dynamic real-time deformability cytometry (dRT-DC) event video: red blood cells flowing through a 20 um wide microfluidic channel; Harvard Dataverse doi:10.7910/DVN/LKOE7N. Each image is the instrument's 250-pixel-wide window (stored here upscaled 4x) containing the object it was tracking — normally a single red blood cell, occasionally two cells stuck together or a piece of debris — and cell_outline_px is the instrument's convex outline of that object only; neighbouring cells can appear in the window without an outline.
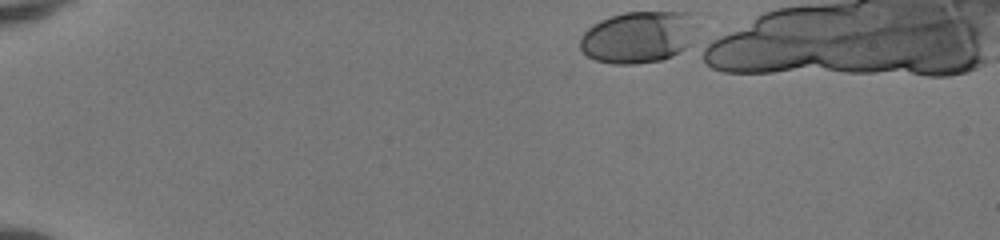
{"species": "human", "species_latin": "Homo sapiens", "temperature_condition": "room temperature", "stored_images_in_passage": 39, "camera_frame_rate_fps": 3000, "um_per_image_px": 0.085, "donor": {"sex": "female"}, "frame": {"image": 1, "passage_image": 1, "time_ms": 0.0, "image_size_px": [1000, 240], "cell_outline_px": [[688, 44], [684, 48], [672, 56], [660, 60], [636, 64], [612, 64], [596, 60], [588, 56], [580, 48], [580, 36], [592, 24], [600, 20], [624, 12], [688, 12]], "centroid_in_image_um": [54.08, 3.17], "position_along_channel_um": 30.9, "area_um2": 34.04}}
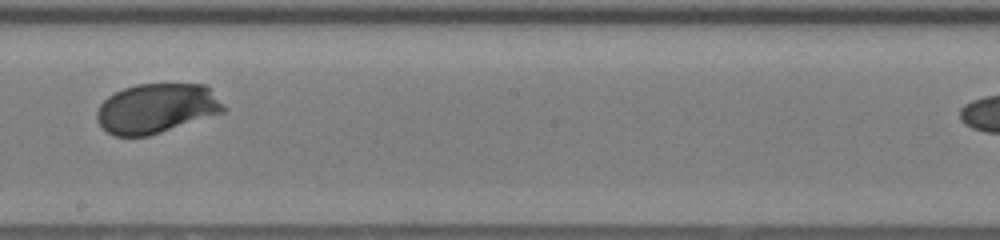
{"frame": {"image": 2, "passage_image": 23, "time_ms": 7.333, "image_size_px": [1000, 240], "cell_outline_px": [[228, 108], [224, 112], [148, 136], [116, 136], [108, 132], [96, 120], [96, 112], [100, 104], [108, 96], [124, 88], [136, 84], [208, 84]], "centroid_in_image_um": [13.34, 9.19], "position_along_channel_um": 234.9, "area_um2": 36.82}}
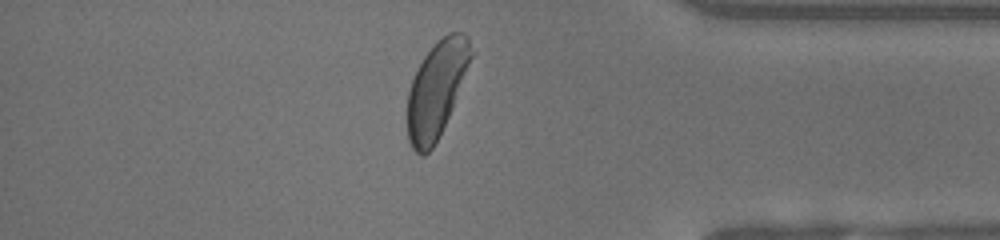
{"frame": {"image": 3, "passage_image": 36, "time_ms": 11.667, "image_size_px": [1000, 240], "cell_outline_px": [[472, 56], [452, 108], [432, 148], [424, 156], [420, 156], [412, 148], [408, 140], [408, 92], [412, 80], [424, 56], [448, 32], [460, 32], [468, 36], [472, 52]], "centroid_in_image_um": [37.09, 7.61], "position_along_channel_um": 398.1, "area_um2": 34.56}, "authors_computed_cell_mechanics": {"area_um2": 35.7204, "velocity_mm_per_s": 4.13, "shape_relaxation_time_tau1_ms": 1.6893, "shape_relaxation_time_tau2_ms": null, "deformation_change_tau1": 0.114, "deformation_change_tau2": null}}